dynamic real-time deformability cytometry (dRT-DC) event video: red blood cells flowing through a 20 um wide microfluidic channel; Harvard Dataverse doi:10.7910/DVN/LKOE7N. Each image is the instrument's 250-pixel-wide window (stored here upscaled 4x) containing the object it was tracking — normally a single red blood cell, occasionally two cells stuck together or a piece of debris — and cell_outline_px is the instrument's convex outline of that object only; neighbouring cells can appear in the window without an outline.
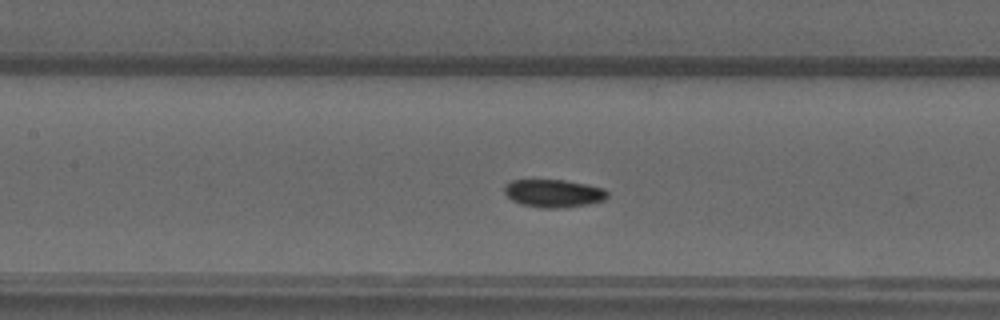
{"species": "common noctule bat (a hibernating species)", "species_latin": "Nyctalus noctula", "temperature_condition": "warm", "stored_images_in_passage": 32, "camera_frame_rate_fps": 3000, "um_per_image_px": 0.085, "animal": {"sex": "male", "forearm_length_mm": 52.5}, "frame": {"image": 1, "passage_image": 10, "time_ms": 3.0, "image_size_px": [1000, 320], "cell_outline_px": [[608, 196], [604, 200], [588, 204], [560, 208], [544, 208], [520, 204], [512, 200], [504, 192], [504, 184], [512, 180], [564, 180], [604, 188], [608, 192]], "centroid_in_image_um": [47.04, 16.43], "position_along_channel_um": 160.4, "area_um2": 16.7}}
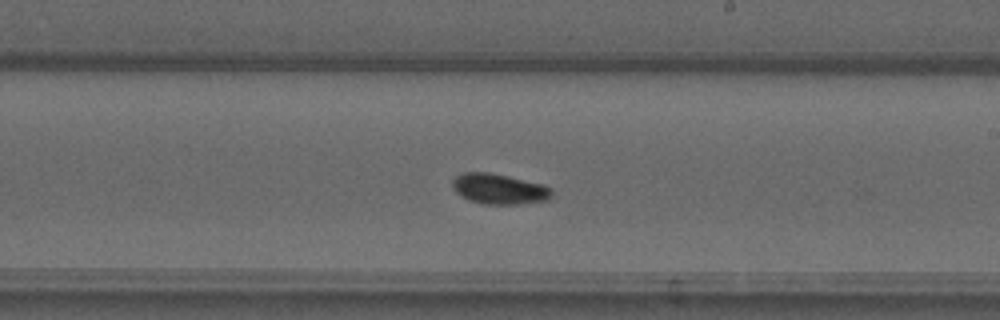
{"frame": {"image": 2, "passage_image": 17, "time_ms": 5.333, "image_size_px": [1000, 320], "cell_outline_px": [[552, 196], [548, 200], [516, 204], [480, 204], [468, 200], [460, 196], [456, 192], [452, 184], [452, 180], [456, 176], [464, 172], [488, 172], [508, 176], [544, 184], [552, 188]], "centroid_in_image_um": [42.43, 16.06], "position_along_channel_um": 246.6, "area_um2": 17.74}}
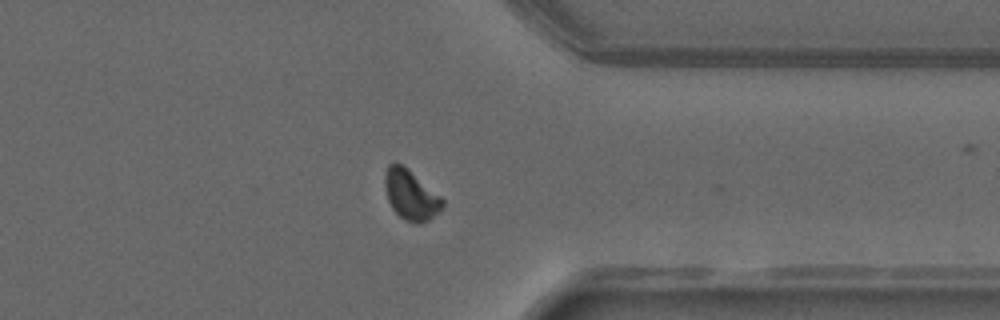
{"frame": {"image": 3, "passage_image": 28, "time_ms": 9.0, "image_size_px": [1000, 320], "cell_outline_px": [[444, 208], [428, 220], [420, 224], [416, 224], [404, 220], [392, 208], [388, 200], [384, 184], [384, 176], [388, 164], [396, 160], [408, 168], [440, 196], [444, 200]], "centroid_in_image_um": [34.9, 16.55], "position_along_channel_um": 376.5, "area_um2": 16.99}, "authors_computed_cell_mechanics": {"area_um2": 16.7331, "velocity_mm_per_s": 3.7115, "shape_relaxation_time_tau1_ms": null, "shape_relaxation_time_tau2_ms": 2.7449, "deformation_change_tau1": null, "deformation_change_tau2": 0.0541}}